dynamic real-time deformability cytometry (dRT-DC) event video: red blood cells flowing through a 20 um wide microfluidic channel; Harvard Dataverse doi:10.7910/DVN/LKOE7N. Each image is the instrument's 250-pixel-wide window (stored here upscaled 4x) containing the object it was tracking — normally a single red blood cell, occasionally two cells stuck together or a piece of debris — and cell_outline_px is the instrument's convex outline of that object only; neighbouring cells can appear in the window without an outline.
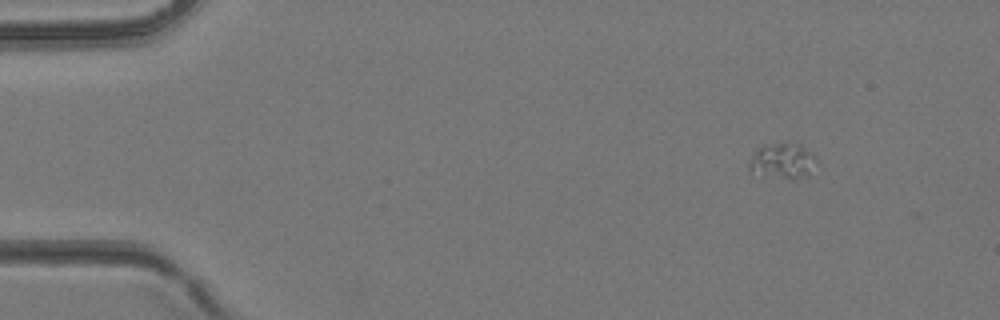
{"species": "common noctule bat (a hibernating species)", "species_latin": "Nyctalus noctula", "temperature_condition": "room temperature", "stored_images_in_passage": 4, "camera_frame_rate_fps": 3000, "um_per_image_px": 0.085, "animal": {"sex": "female", "body_mass_g": 24.6, "forearm_length_mm": 56.2}, "frame": {"image": 1, "passage_image": 1, "time_ms": 0.0, "image_size_px": [1000, 320], "cell_outline_px": [[816, 160], [808, 176], [796, 180], [792, 180], [748, 172], [748, 164], [756, 148], [788, 140], [800, 144], [812, 152], [816, 156]], "centroid_in_image_um": [66.52, 13.67], "position_along_channel_um": 18.5, "area_um2": 14.39}}
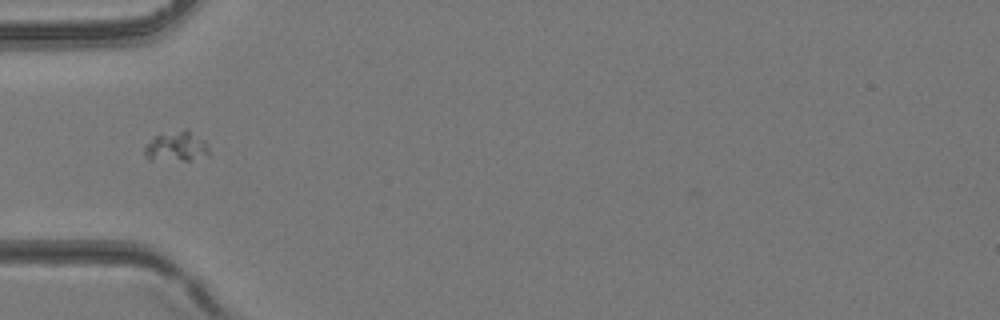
{"frame": {"image": 2, "passage_image": 3, "time_ms": 0.667, "image_size_px": [1000, 320], "cell_outline_px": [[208, 156], [188, 160], [148, 160], [144, 156], [144, 148], [156, 136], [184, 128], [188, 128], [204, 140], [208, 148]], "centroid_in_image_um": [15.01, 12.45], "position_along_channel_um": 70.0, "area_um2": 11.27}}
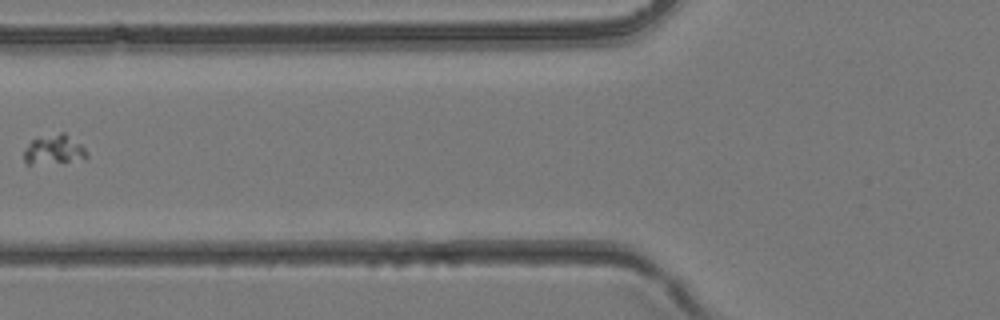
{"frame": {"image": 3, "passage_image": 4, "time_ms": 1.0, "image_size_px": [1000, 320], "cell_outline_px": [[88, 156], [84, 160], [32, 164], [28, 164], [24, 160], [24, 152], [28, 144], [32, 140], [60, 132], [64, 132], [80, 144], [84, 148]], "centroid_in_image_um": [4.61, 12.73], "position_along_channel_um": 121.2, "area_um2": 10.58}}